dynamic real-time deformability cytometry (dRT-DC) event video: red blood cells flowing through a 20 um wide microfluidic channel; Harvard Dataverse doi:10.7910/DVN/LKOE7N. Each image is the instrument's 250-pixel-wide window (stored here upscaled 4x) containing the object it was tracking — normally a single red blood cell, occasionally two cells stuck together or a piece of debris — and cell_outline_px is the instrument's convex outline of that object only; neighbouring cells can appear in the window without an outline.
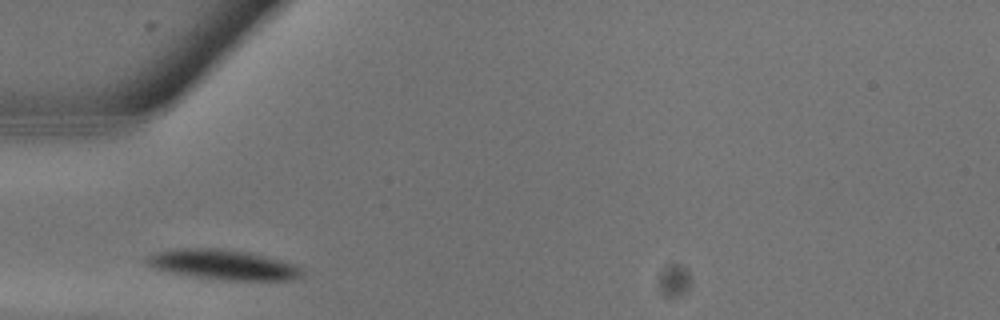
{"species": "common noctule bat (a hibernating species)", "species_latin": "Nyctalus noctula", "temperature_condition": "warm", "stored_images_in_passage": 5, "camera_frame_rate_fps": 3000, "um_per_image_px": 0.085, "animal": {"sex": "male", "body_mass_g": 13.3}, "frame": {"image": 1, "passage_image": 1, "time_ms": 0.0, "image_size_px": [1000, 320], "cell_outline_px": [[304, 272], [300, 276], [284, 280], [228, 280], [192, 276], [152, 268], [144, 260], [148, 256], [156, 252], [176, 248], [220, 248], [248, 252], [296, 264], [304, 268]], "centroid_in_image_um": [18.97, 22.48], "position_along_channel_um": 66.0, "area_um2": 26.99}}
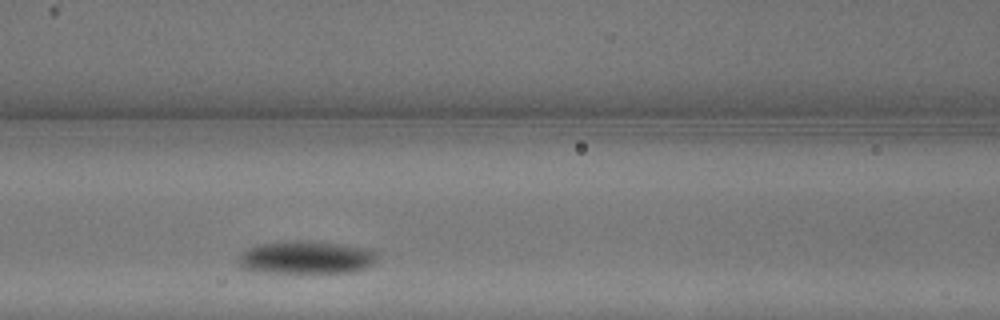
{"frame": {"image": 2, "passage_image": 4, "time_ms": 1.0, "image_size_px": [1000, 320], "cell_outline_px": [[376, 260], [368, 268], [352, 272], [260, 272], [244, 268], [236, 260], [248, 248], [256, 244], [280, 240], [316, 240], [372, 248], [376, 252]], "centroid_in_image_um": [26.06, 21.84], "position_along_channel_um": 140.5, "area_um2": 27.17}}